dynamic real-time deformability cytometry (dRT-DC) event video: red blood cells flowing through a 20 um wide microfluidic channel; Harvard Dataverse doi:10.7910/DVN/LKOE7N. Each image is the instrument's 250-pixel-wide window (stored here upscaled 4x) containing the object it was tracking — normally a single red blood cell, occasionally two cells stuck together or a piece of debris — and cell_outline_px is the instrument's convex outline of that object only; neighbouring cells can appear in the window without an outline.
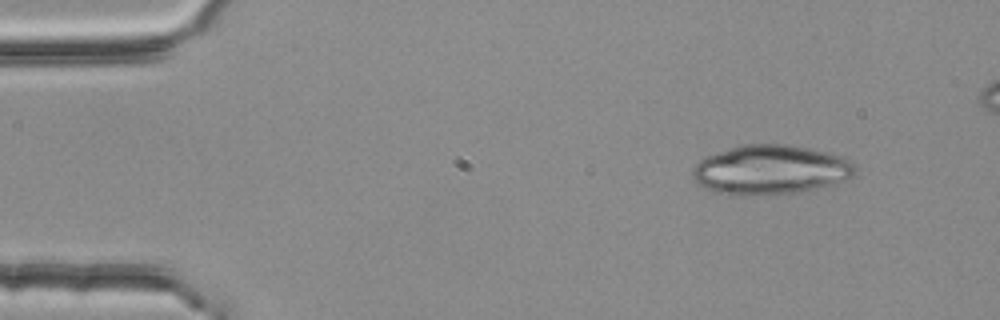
{"species": "common noctule bat (a hibernating species)", "species_latin": "Nyctalus noctula", "temperature_condition": "room temperature", "stored_images_in_passage": 3, "camera_frame_rate_fps": 3000, "um_per_image_px": 0.085, "animal": {"sex": "female", "body_mass_g": 25.1}, "frame": {"image": 1, "passage_image": 1, "time_ms": 0.0, "image_size_px": [1000, 320], "cell_outline_px": [[856, 172], [852, 176], [844, 180], [832, 184], [816, 188], [796, 192], [744, 196], [728, 196], [704, 188], [692, 176], [692, 168], [700, 160], [708, 156], [744, 144], [788, 144], [812, 148], [844, 156], [852, 160], [856, 168]], "centroid_in_image_um": [65.52, 14.43], "position_along_channel_um": 19.5, "area_um2": 46.93}}